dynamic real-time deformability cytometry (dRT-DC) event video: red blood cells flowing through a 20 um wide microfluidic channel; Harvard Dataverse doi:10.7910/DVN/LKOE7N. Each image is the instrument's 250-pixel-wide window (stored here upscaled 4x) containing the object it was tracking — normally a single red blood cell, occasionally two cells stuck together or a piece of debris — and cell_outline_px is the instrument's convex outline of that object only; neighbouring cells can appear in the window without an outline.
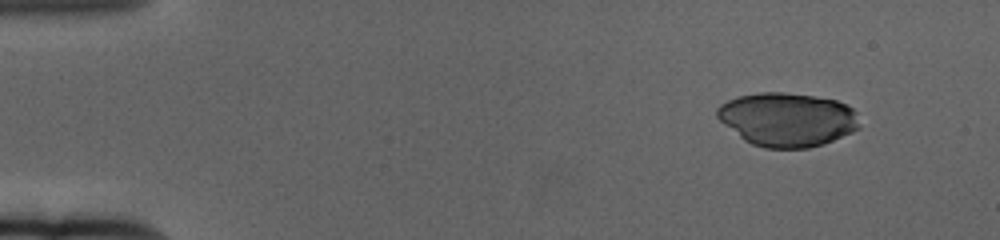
{"species": "human", "species_latin": "Homo sapiens", "temperature_condition": "cold", "stored_images_in_passage": 55, "camera_frame_rate_fps": 3000, "um_per_image_px": 0.085, "donor": {"sex": "female"}, "frame": {"image": 1, "passage_image": 1, "time_ms": 0.0, "image_size_px": [1000, 240], "cell_outline_px": [[860, 128], [852, 132], [824, 144], [808, 148], [764, 148], [752, 144], [744, 140], [724, 124], [716, 116], [716, 108], [720, 104], [736, 96], [760, 92], [784, 92], [812, 96], [836, 100], [852, 108], [856, 112]], "centroid_in_image_um": [66.9, 10.15], "position_along_channel_um": 18.1, "area_um2": 44.68}}
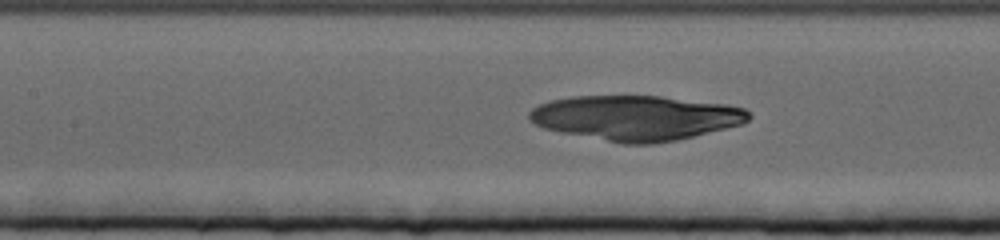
{"frame": {"image": 2, "passage_image": 23, "time_ms": 7.333, "image_size_px": [1000, 240], "cell_outline_px": [[752, 116], [748, 120], [740, 124], [676, 140], [652, 144], [624, 144], [544, 128], [536, 124], [528, 116], [528, 112], [532, 108], [540, 104], [552, 100], [572, 96], [660, 96], [728, 104], [744, 108]], "centroid_in_image_um": [54.06, 10.0], "position_along_channel_um": 153.3, "area_um2": 56.88}}
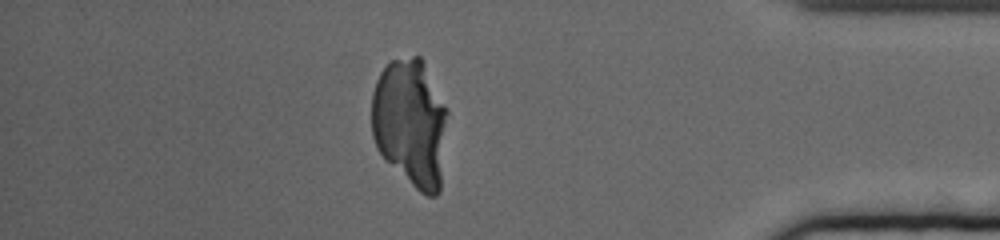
{"frame": {"image": 3, "passage_image": 48, "time_ms": 15.667, "image_size_px": [1000, 240], "cell_outline_px": [[448, 112], [440, 192], [436, 196], [428, 196], [420, 192], [384, 160], [376, 148], [372, 136], [372, 92], [376, 80], [380, 72], [392, 60], [412, 56], [420, 56], [448, 108]], "centroid_in_image_um": [34.89, 10.46], "position_along_channel_um": 400.3, "area_um2": 57.11}}